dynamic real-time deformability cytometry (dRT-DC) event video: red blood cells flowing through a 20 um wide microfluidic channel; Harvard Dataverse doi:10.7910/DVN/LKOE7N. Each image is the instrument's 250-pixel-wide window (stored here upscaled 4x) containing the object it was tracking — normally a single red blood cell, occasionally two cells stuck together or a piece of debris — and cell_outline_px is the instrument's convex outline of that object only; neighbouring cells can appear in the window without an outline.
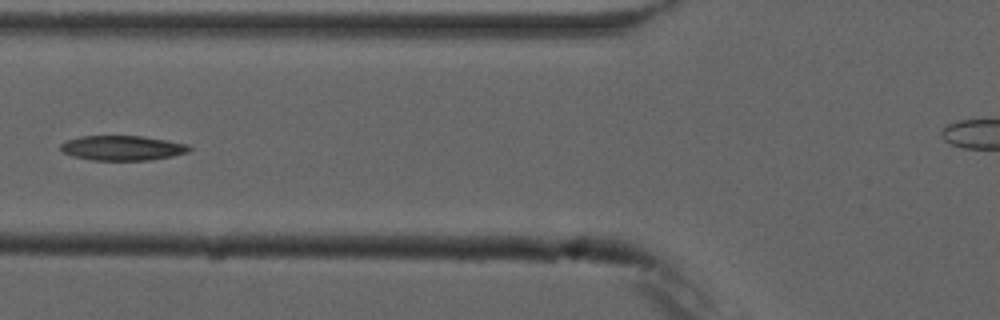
{"species": "common noctule bat (a hibernating species)", "species_latin": "Nyctalus noctula", "temperature_condition": "cold", "stored_images_in_passage": 6, "camera_frame_rate_fps": 3000, "um_per_image_px": 0.085, "animal": {"sex": "male", "forearm_length_mm": 52.5}, "frame": {"image": 1, "passage_image": 6, "time_ms": 5.667, "image_size_px": [1000, 320], "cell_outline_px": [[192, 148], [188, 152], [172, 156], [148, 160], [92, 160], [72, 156], [64, 152], [60, 148], [60, 144], [68, 140], [80, 136], [140, 136], [188, 144]], "centroid_in_image_um": [10.39, 12.58], "position_along_channel_um": 115.4, "area_um2": 18.44}}